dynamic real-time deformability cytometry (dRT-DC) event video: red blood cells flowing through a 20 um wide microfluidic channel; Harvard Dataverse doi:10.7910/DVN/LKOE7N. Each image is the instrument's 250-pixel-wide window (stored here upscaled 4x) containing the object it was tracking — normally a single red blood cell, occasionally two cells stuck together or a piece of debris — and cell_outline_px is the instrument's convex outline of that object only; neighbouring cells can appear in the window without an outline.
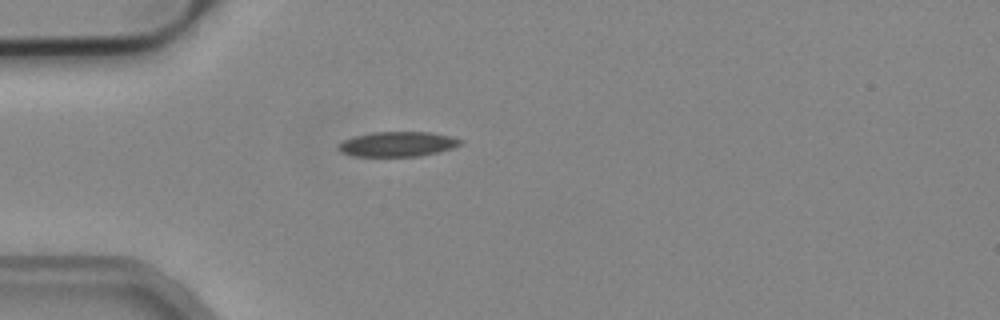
{"species": "common noctule bat (a hibernating species)", "species_latin": "Nyctalus noctula", "temperature_condition": "cold", "stored_images_in_passage": 31, "camera_frame_rate_fps": 3000, "um_per_image_px": 0.085, "animal": {"sex": "male", "body_mass_g": 19.2, "forearm_length_mm": 51.8}, "frame": {"image": 1, "passage_image": 1, "time_ms": 0.0, "image_size_px": [1000, 320], "cell_outline_px": [[464, 140], [460, 144], [452, 148], [420, 156], [352, 156], [340, 152], [336, 148], [344, 140], [352, 136], [372, 132], [432, 132], [452, 136]], "centroid_in_image_um": [33.78, 12.24], "position_along_channel_um": 51.2, "area_um2": 17.8}}
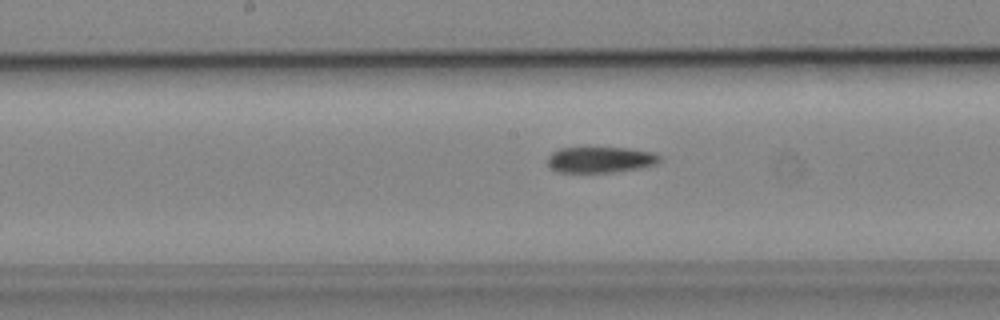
{"frame": {"image": 2, "passage_image": 13, "time_ms": 4.0, "image_size_px": [1000, 320], "cell_outline_px": [[660, 160], [656, 164], [640, 168], [612, 172], [556, 172], [548, 168], [548, 156], [552, 152], [560, 148], [628, 148], [656, 152], [660, 156]], "centroid_in_image_um": [51.03, 13.57], "position_along_channel_um": 197.2, "area_um2": 17.05}}
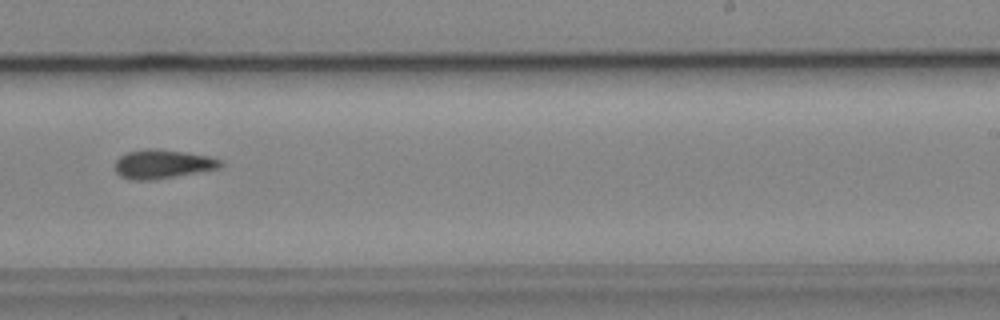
{"frame": {"image": 3, "passage_image": 19, "time_ms": 6.0, "image_size_px": [1000, 320], "cell_outline_px": [[224, 164], [220, 168], [176, 176], [152, 180], [132, 180], [120, 176], [116, 172], [116, 160], [120, 156], [128, 152], [148, 148], [160, 148], [208, 156], [224, 160]], "centroid_in_image_um": [13.85, 13.94], "position_along_channel_um": 275.2, "area_um2": 17.86}}